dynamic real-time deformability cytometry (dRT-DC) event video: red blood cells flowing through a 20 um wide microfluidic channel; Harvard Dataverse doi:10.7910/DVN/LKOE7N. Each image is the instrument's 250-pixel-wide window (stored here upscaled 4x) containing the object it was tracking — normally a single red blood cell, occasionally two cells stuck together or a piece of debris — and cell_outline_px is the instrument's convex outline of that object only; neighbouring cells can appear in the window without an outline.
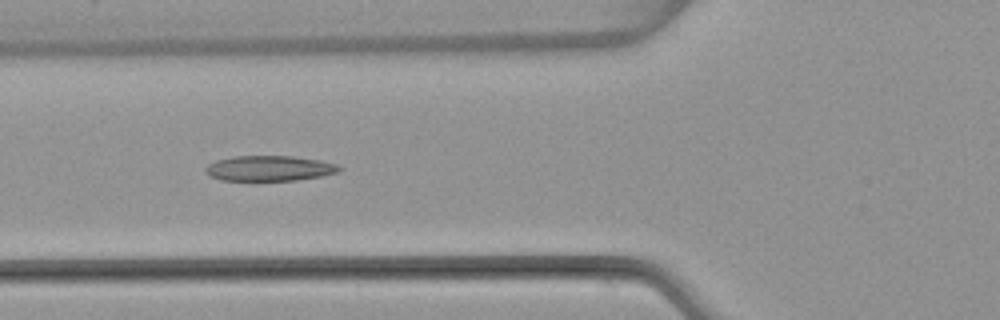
{"species": "common noctule bat (a hibernating species)", "species_latin": "Nyctalus noctula", "temperature_condition": "warm", "stored_images_in_passage": 7, "camera_frame_rate_fps": 3000, "um_per_image_px": 0.085, "animal": {"sex": "female", "body_mass_g": 22.7, "forearm_length_mm": 54.2}, "frame": {"image": 1, "passage_image": 6, "time_ms": 5.667, "image_size_px": [1000, 320], "cell_outline_px": [[340, 172], [320, 176], [296, 180], [220, 180], [208, 176], [204, 172], [204, 168], [208, 164], [216, 160], [236, 156], [292, 156], [320, 160], [336, 164], [340, 168]], "centroid_in_image_um": [22.85, 14.31], "position_along_channel_um": 103.0, "area_um2": 19.71}}
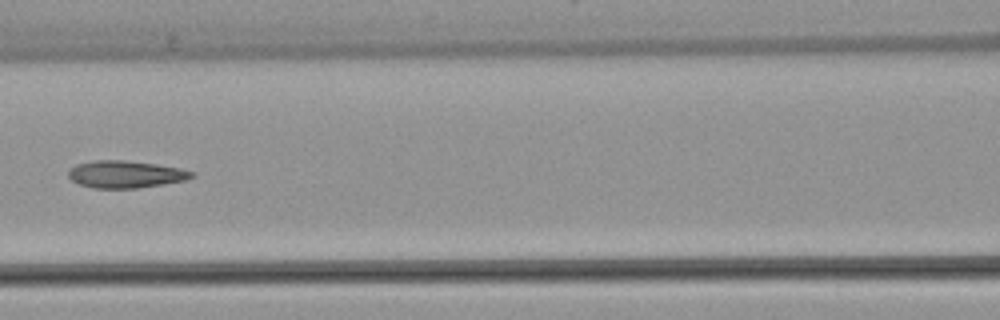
{"frame": {"image": 2, "passage_image": 7, "time_ms": 7.0, "image_size_px": [1000, 320], "cell_outline_px": [[196, 176], [184, 180], [136, 188], [92, 188], [80, 184], [72, 180], [68, 176], [68, 172], [76, 164], [92, 160], [124, 160], [156, 164], [180, 168], [196, 172]], "centroid_in_image_um": [10.67, 14.8], "position_along_channel_um": 155.9, "area_um2": 19.48}}